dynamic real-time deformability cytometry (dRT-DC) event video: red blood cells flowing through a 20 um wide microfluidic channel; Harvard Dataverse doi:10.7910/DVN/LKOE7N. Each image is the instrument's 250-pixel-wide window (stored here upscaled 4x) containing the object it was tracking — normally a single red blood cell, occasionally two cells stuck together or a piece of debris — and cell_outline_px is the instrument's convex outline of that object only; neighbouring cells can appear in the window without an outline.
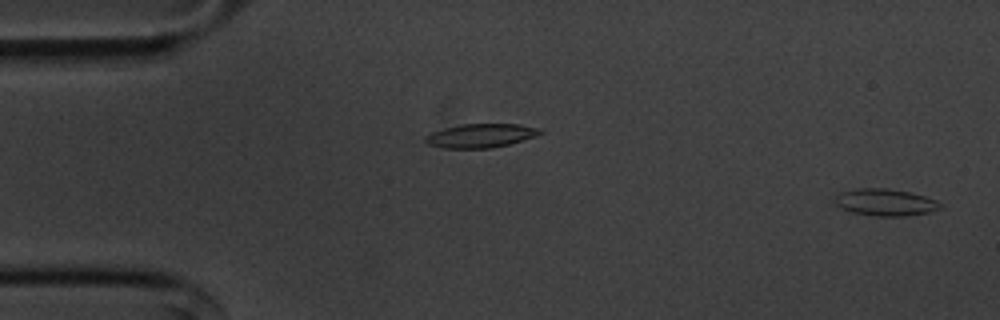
{"species": "common noctule bat (a hibernating species)", "species_latin": "Nyctalus noctula", "temperature_condition": "cold", "stored_images_in_passage": 54, "camera_frame_rate_fps": 3000, "um_per_image_px": 0.085, "animal": {"sex": "male", "body_mass_g": 20.1, "forearm_length_mm": 53.5}, "frame": {"image": 1, "passage_image": 1, "time_ms": 0.0, "image_size_px": [1000, 320], "cell_outline_px": [[944, 208], [928, 212], [904, 216], [876, 216], [852, 212], [836, 204], [832, 200], [840, 192], [856, 188], [888, 188], [908, 192], [924, 196], [936, 200]], "centroid_in_image_um": [75.24, 17.19], "position_along_channel_um": 9.8, "area_um2": 16.47}}
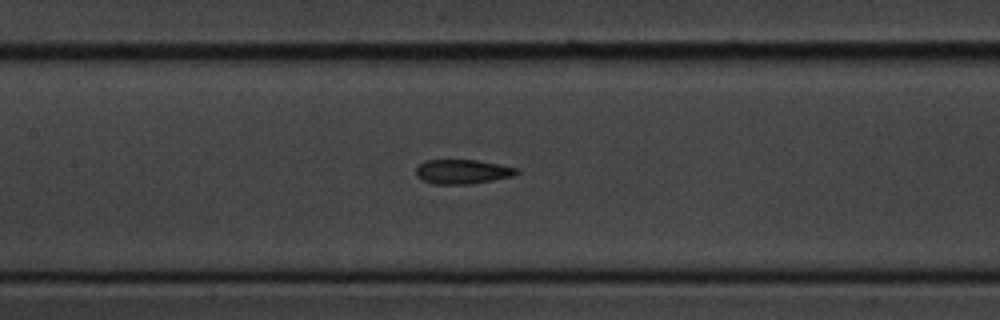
{"frame": {"image": 2, "passage_image": 24, "time_ms": 7.667, "image_size_px": [1000, 320], "cell_outline_px": [[520, 172], [512, 176], [492, 180], [468, 184], [436, 184], [420, 180], [416, 176], [416, 168], [424, 160], [476, 160], [516, 168]], "centroid_in_image_um": [39.25, 14.59], "position_along_channel_um": 168.2, "area_um2": 14.16}}
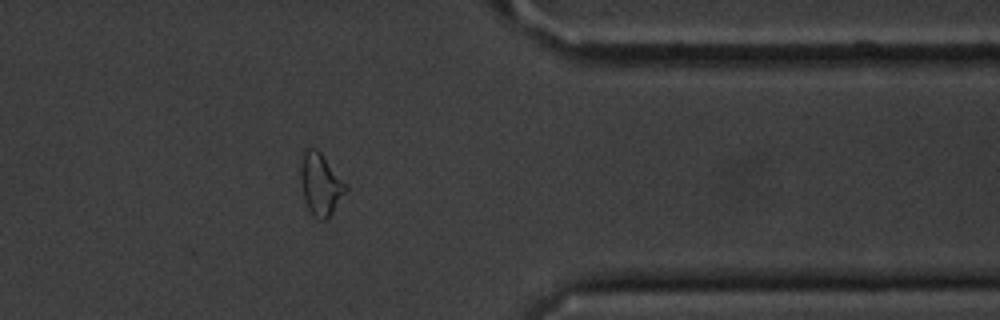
{"frame": {"image": 3, "passage_image": 43, "time_ms": 14.0, "image_size_px": [1000, 320], "cell_outline_px": [[348, 188], [328, 220], [320, 220], [312, 216], [308, 208], [304, 196], [300, 180], [300, 152], [304, 148], [316, 148], [320, 152], [348, 184]], "centroid_in_image_um": [27.24, 15.63], "position_along_channel_um": 384.2, "area_um2": 16.7}, "authors_computed_cell_mechanics": {"area_um2": 15.4326, "velocity_mm_per_s": 3.63, "shape_relaxation_time_tau1_ms": 6.4743, "shape_relaxation_time_tau2_ms": 1.7372, "deformation_change_tau1": 0.1723, "deformation_change_tau2": 0.0943}}